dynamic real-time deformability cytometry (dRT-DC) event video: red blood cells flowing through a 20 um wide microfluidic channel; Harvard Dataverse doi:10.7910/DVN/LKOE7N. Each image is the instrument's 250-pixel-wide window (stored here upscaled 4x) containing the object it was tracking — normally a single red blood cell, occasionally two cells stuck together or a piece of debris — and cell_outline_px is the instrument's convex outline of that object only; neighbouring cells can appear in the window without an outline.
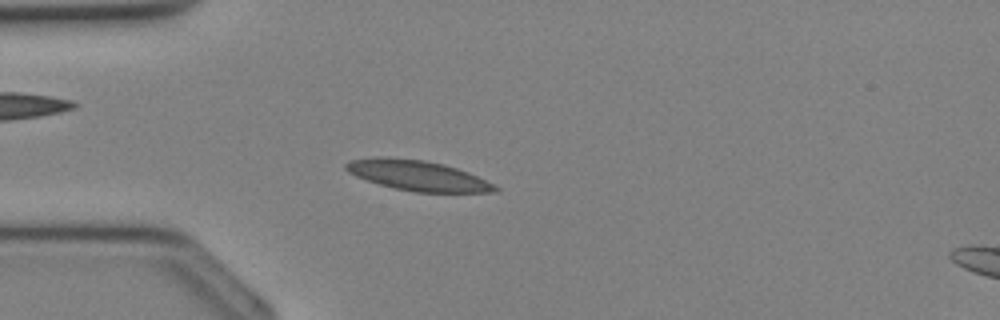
{"species": "Egyptian fruit bat (a non-hibernating species)", "species_latin": "Rousettus aegyptiacus", "temperature_condition": "cold", "stored_images_in_passage": 35, "camera_frame_rate_fps": 3000, "um_per_image_px": 0.085, "animal": {"sex": "female"}, "frame": {"image": 1, "passage_image": 9, "time_ms": 2.667, "image_size_px": [1000, 320], "cell_outline_px": [[500, 188], [496, 192], [416, 192], [396, 188], [380, 184], [356, 176], [348, 172], [344, 168], [344, 164], [348, 160], [376, 156], [388, 156], [424, 160], [444, 164], [468, 172]], "centroid_in_image_um": [35.44, 14.89], "position_along_channel_um": 49.6, "area_um2": 26.18}}
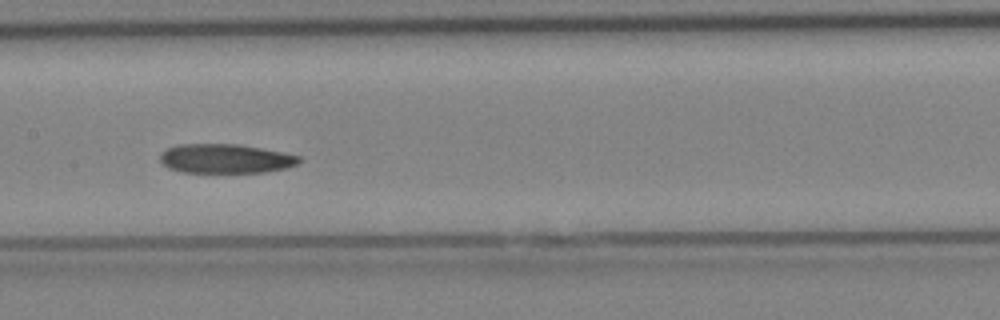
{"frame": {"image": 2, "passage_image": 17, "time_ms": 5.333, "image_size_px": [1000, 320], "cell_outline_px": [[300, 160], [296, 164], [288, 168], [264, 172], [180, 172], [168, 168], [160, 164], [160, 152], [168, 148], [180, 144], [236, 144], [284, 152], [300, 156]], "centroid_in_image_um": [19.13, 13.48], "position_along_channel_um": 188.3, "area_um2": 23.76}}
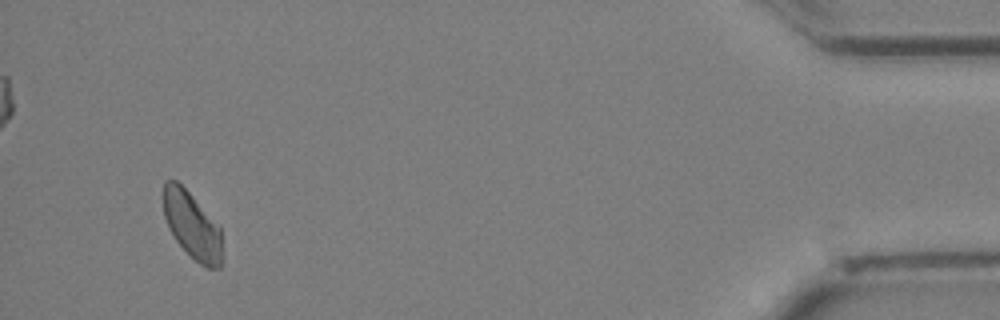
{"frame": {"image": 3, "passage_image": 33, "time_ms": 10.667, "image_size_px": [1000, 320], "cell_outline_px": [[220, 268], [208, 268], [200, 264], [176, 240], [164, 216], [164, 180], [176, 180], [220, 224]], "centroid_in_image_um": [16.33, 19.13], "position_along_channel_um": 418.9, "area_um2": 22.25}}